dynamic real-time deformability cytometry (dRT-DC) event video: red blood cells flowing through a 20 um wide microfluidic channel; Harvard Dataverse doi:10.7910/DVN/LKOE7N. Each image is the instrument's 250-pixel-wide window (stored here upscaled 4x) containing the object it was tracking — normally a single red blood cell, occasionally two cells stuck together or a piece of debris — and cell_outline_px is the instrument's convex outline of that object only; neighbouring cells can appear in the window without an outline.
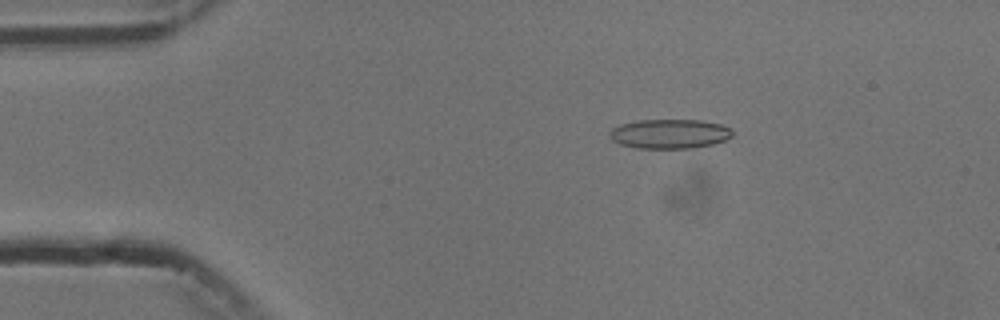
{"species": "common noctule bat (a hibernating species)", "species_latin": "Nyctalus noctula", "temperature_condition": "cold", "stored_images_in_passage": 9, "camera_frame_rate_fps": 3000, "um_per_image_px": 0.085, "animal": {"sex": "male", "body_mass_g": 13.3}, "frame": {"image": 1, "passage_image": 3, "time_ms": 2.333, "image_size_px": [1000, 320], "cell_outline_px": [[732, 136], [724, 140], [712, 144], [692, 148], [636, 148], [620, 144], [612, 140], [608, 136], [608, 132], [612, 128], [620, 124], [636, 120], [700, 120], [720, 124], [732, 128]], "centroid_in_image_um": [56.88, 11.37], "position_along_channel_um": 28.1, "area_um2": 21.15}}
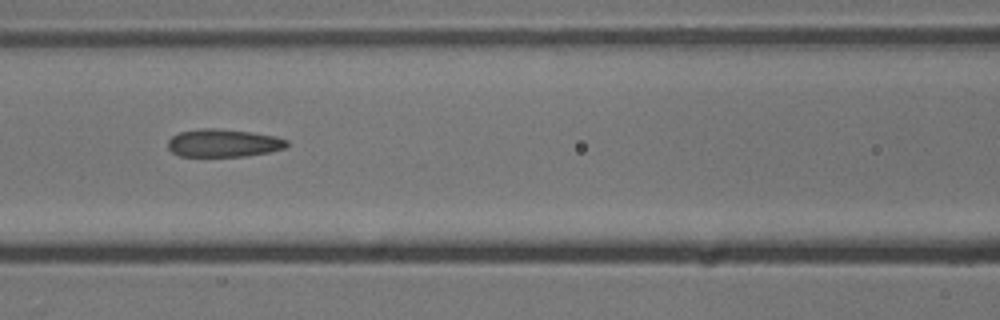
{"frame": {"image": 2, "passage_image": 7, "time_ms": 7.0, "image_size_px": [1000, 320], "cell_outline_px": [[288, 144], [284, 148], [268, 152], [244, 156], [180, 156], [172, 152], [168, 148], [168, 140], [172, 136], [180, 132], [196, 128], [216, 128], [252, 132], [276, 136], [288, 140]], "centroid_in_image_um": [18.97, 12.14], "position_along_channel_um": 147.6, "area_um2": 19.36}}
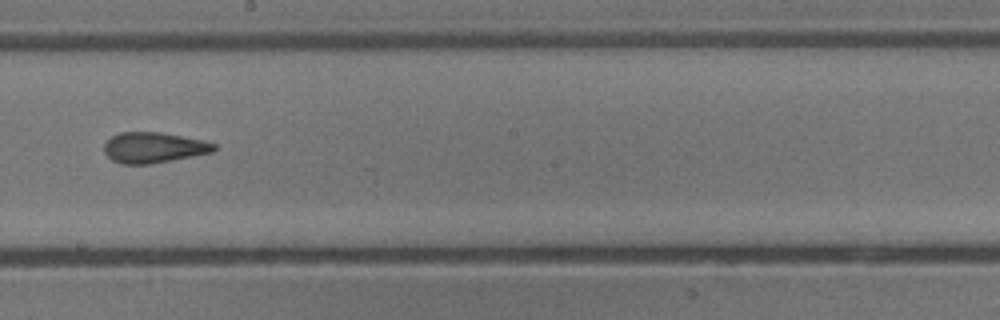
{"frame": {"image": 3, "passage_image": 9, "time_ms": 9.333, "image_size_px": [1000, 320], "cell_outline_px": [[216, 148], [212, 152], [172, 160], [148, 164], [120, 164], [112, 160], [104, 152], [104, 144], [112, 136], [120, 132], [160, 132], [204, 140], [216, 144]], "centroid_in_image_um": [13.05, 12.54], "position_along_channel_um": 235.2, "area_um2": 19.54}}